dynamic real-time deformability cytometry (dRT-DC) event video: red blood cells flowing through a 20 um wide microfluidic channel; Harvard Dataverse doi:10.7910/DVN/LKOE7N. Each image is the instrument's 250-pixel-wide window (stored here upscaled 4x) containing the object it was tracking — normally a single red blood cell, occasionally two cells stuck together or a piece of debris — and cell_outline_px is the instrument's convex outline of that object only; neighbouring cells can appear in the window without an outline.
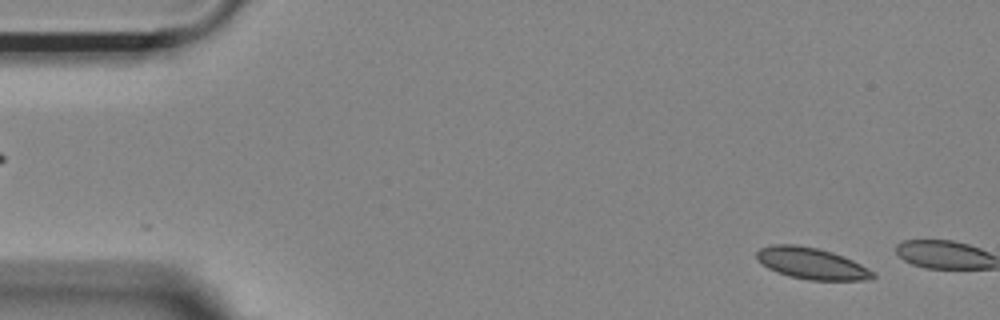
{"species": "Egyptian fruit bat (a non-hibernating species)", "species_latin": "Rousettus aegyptiacus", "temperature_condition": "room temperature", "stored_images_in_passage": 7, "camera_frame_rate_fps": 3000, "um_per_image_px": 0.085, "animal": {"sex": "female"}, "frame": {"image": 1, "passage_image": 4, "time_ms": 1.0, "image_size_px": [1000, 320], "cell_outline_px": [[876, 276], [872, 280], [808, 280], [788, 276], [776, 272], [768, 268], [756, 260], [756, 252], [760, 248], [772, 244], [796, 244], [816, 248], [832, 252], [852, 260], [868, 268]], "centroid_in_image_um": [68.95, 22.39], "position_along_channel_um": 16.1, "area_um2": 21.39}}